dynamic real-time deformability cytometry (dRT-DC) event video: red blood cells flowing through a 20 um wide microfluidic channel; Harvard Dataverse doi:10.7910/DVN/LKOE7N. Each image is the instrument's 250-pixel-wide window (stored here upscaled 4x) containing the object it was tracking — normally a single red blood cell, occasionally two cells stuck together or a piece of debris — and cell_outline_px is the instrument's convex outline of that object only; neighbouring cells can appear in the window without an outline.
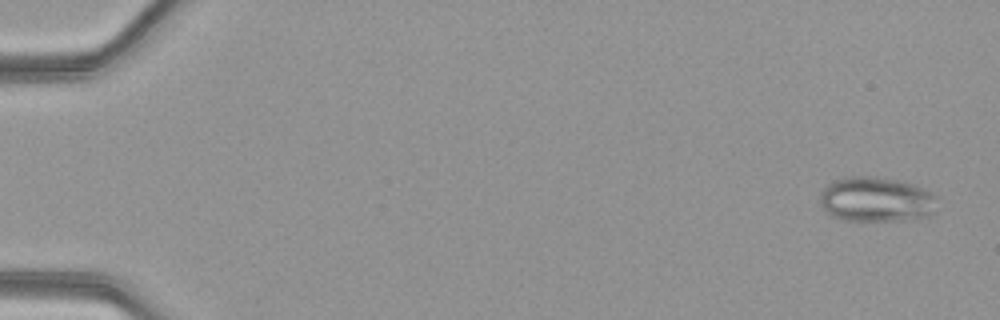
{"species": "common noctule bat (a hibernating species)", "species_latin": "Nyctalus noctula", "temperature_condition": "warm", "stored_images_in_passage": 50, "camera_frame_rate_fps": 3000, "um_per_image_px": 0.085, "animal": {"sex": "female", "body_mass_g": 21.9}, "frame": {"image": 1, "passage_image": 2, "time_ms": 0.333, "image_size_px": [1000, 320], "cell_outline_px": [[936, 196], [932, 212], [928, 216], [904, 220], [844, 220], [832, 216], [820, 204], [820, 196], [824, 188], [828, 184], [836, 180], [848, 176], [872, 176], [900, 180], [916, 184], [932, 192]], "centroid_in_image_um": [74.48, 16.93], "position_along_channel_um": 10.5, "area_um2": 30.58}}
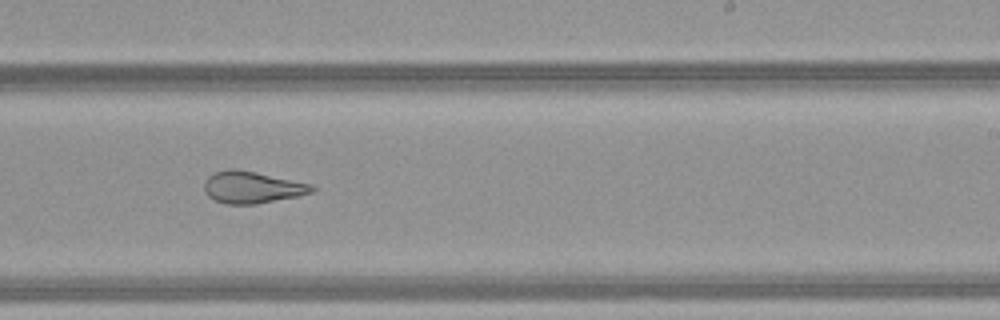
{"frame": {"image": 2, "passage_image": 32, "time_ms": 10.333, "image_size_px": [1000, 320], "cell_outline_px": [[316, 188], [312, 192], [300, 196], [256, 204], [224, 204], [208, 196], [204, 192], [204, 180], [208, 176], [216, 172], [228, 168], [236, 168], [256, 172], [312, 184]], "centroid_in_image_um": [21.42, 15.92], "position_along_channel_um": 267.6, "area_um2": 20.17}}
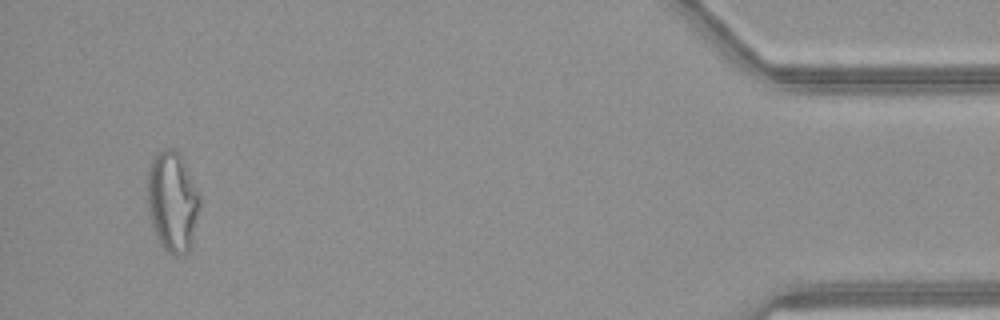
{"frame": {"image": 3, "passage_image": 48, "time_ms": 15.667, "image_size_px": [1000, 320], "cell_outline_px": [[200, 208], [192, 248], [188, 252], [176, 256], [168, 252], [160, 244], [156, 236], [152, 224], [148, 208], [148, 168], [152, 156], [156, 152], [164, 148], [176, 148], [180, 152], [184, 160], [200, 196]], "centroid_in_image_um": [14.68, 17.11], "position_along_channel_um": 420.5, "area_um2": 31.21}, "authors_computed_cell_mechanics": {"area_um2": 26.4146, "velocity_mm_per_s": 4.2024, "shape_relaxation_time_tau1_ms": null, "shape_relaxation_time_tau2_ms": 1.629, "deformation_change_tau1": null, "deformation_change_tau2": 0.1006}}